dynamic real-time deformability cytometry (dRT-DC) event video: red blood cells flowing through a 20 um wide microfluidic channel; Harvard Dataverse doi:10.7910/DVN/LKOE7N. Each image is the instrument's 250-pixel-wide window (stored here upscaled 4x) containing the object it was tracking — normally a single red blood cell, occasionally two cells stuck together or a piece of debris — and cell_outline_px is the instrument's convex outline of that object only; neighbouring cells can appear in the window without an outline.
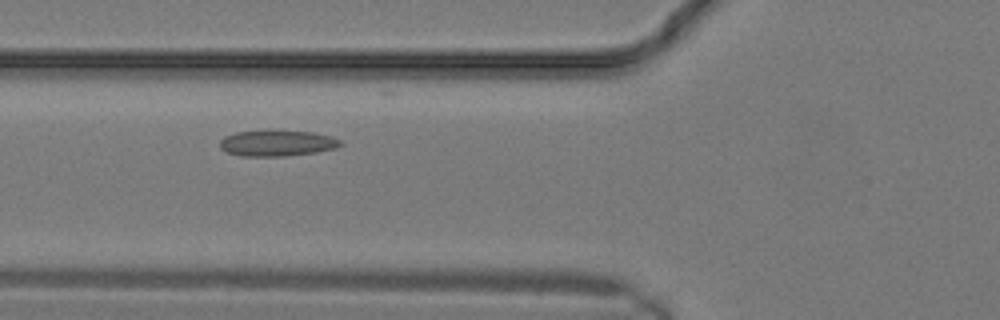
{"species": "common noctule bat (a hibernating species)", "species_latin": "Nyctalus noctula", "temperature_condition": "warm", "stored_images_in_passage": 10, "camera_frame_rate_fps": 3000, "um_per_image_px": 0.085, "animal": {"sex": "male", "body_mass_g": 19.2, "forearm_length_mm": 51.8}, "frame": {"image": 1, "passage_image": 7, "time_ms": 2.0, "image_size_px": [1000, 320], "cell_outline_px": [[344, 144], [336, 148], [316, 152], [284, 156], [240, 156], [228, 152], [220, 148], [220, 140], [224, 136], [236, 132], [312, 132], [332, 136], [340, 140]], "centroid_in_image_um": [23.57, 12.19], "position_along_channel_um": 102.2, "area_um2": 17.8}}
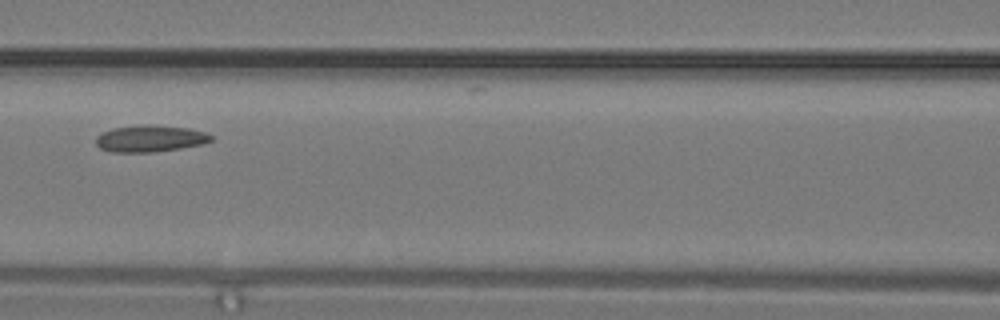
{"frame": {"image": 2, "passage_image": 9, "time_ms": 2.667, "image_size_px": [1000, 320], "cell_outline_px": [[212, 140], [204, 144], [180, 148], [152, 152], [112, 152], [100, 148], [96, 144], [96, 136], [112, 128], [140, 124], [148, 124], [188, 128], [204, 132], [212, 136]], "centroid_in_image_um": [12.74, 11.77], "position_along_channel_um": 153.9, "area_um2": 17.92}}